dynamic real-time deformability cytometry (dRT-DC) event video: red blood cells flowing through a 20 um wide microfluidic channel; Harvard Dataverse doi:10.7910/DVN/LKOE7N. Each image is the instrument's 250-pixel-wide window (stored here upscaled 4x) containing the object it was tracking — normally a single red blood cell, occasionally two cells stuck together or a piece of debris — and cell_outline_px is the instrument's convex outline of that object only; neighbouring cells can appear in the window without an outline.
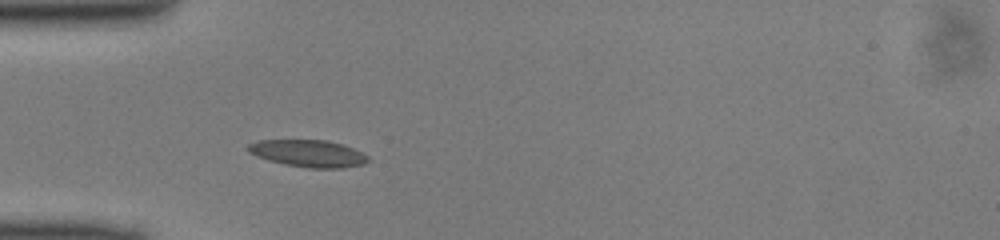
{"species": "common noctule bat (a hibernating species)", "species_latin": "Nyctalus noctula", "temperature_condition": "cold", "stored_images_in_passage": 35, "camera_frame_rate_fps": 3000, "um_per_image_px": 0.085, "animal": {"sex": "male", "body_mass_g": 13.0, "forearm_length_mm": 53.1}, "frame": {"image": 1, "passage_image": 1, "time_ms": 0.0, "image_size_px": [1000, 240], "cell_outline_px": [[372, 160], [364, 164], [344, 168], [308, 168], [284, 164], [268, 160], [248, 152], [244, 148], [248, 144], [256, 140], [328, 140], [352, 148], [368, 156]], "centroid_in_image_um": [26.18, 13.04], "position_along_channel_um": 58.8, "area_um2": 19.07}}
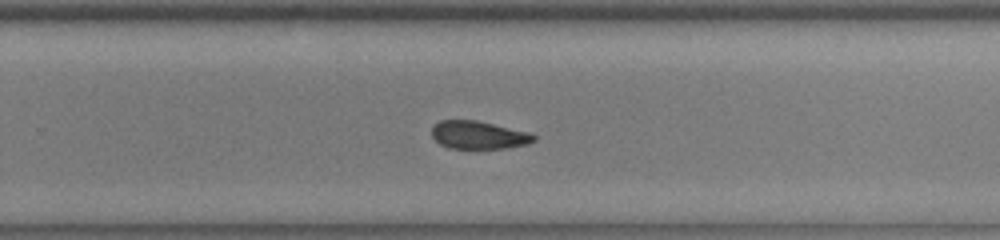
{"frame": {"image": 2, "passage_image": 18, "time_ms": 5.667, "image_size_px": [1000, 240], "cell_outline_px": [[536, 140], [528, 144], [504, 148], [448, 148], [440, 144], [432, 136], [432, 128], [440, 120], [476, 120], [528, 132], [536, 136]], "centroid_in_image_um": [40.68, 11.48], "position_along_channel_um": 289.1, "area_um2": 16.47}}
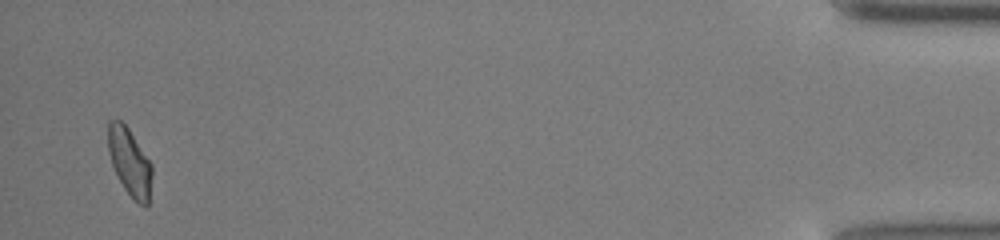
{"frame": {"image": 3, "passage_image": 34, "time_ms": 11.0, "image_size_px": [1000, 240], "cell_outline_px": [[152, 176], [148, 204], [144, 208], [124, 188], [112, 164], [108, 152], [108, 120], [120, 120], [128, 128], [152, 164]], "centroid_in_image_um": [11.03, 13.76], "position_along_channel_um": 424.2, "area_um2": 16.99}}